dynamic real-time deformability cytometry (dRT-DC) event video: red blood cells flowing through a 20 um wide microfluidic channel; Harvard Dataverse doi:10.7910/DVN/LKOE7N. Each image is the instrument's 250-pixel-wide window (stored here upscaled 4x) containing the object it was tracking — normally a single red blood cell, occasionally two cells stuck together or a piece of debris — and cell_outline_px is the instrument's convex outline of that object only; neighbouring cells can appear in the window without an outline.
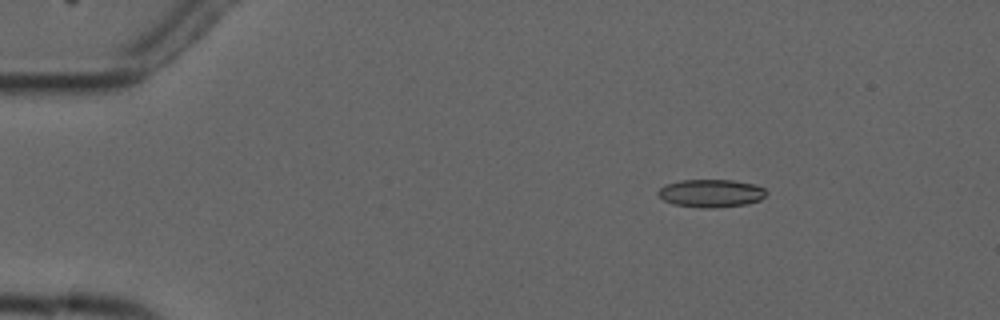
{"species": "common noctule bat (a hibernating species)", "species_latin": "Nyctalus noctula", "temperature_condition": "cold", "stored_images_in_passage": 6, "camera_frame_rate_fps": 3000, "um_per_image_px": 0.085, "animal": {"sex": "male", "forearm_length_mm": 52.5}, "frame": {"image": 1, "passage_image": 3, "time_ms": 2.333, "image_size_px": [1000, 320], "cell_outline_px": [[768, 192], [760, 200], [748, 204], [712, 208], [704, 208], [676, 204], [664, 200], [656, 192], [664, 184], [680, 180], [732, 180], [752, 184], [764, 188]], "centroid_in_image_um": [60.44, 16.42], "position_along_channel_um": 24.6, "area_um2": 17.51}}